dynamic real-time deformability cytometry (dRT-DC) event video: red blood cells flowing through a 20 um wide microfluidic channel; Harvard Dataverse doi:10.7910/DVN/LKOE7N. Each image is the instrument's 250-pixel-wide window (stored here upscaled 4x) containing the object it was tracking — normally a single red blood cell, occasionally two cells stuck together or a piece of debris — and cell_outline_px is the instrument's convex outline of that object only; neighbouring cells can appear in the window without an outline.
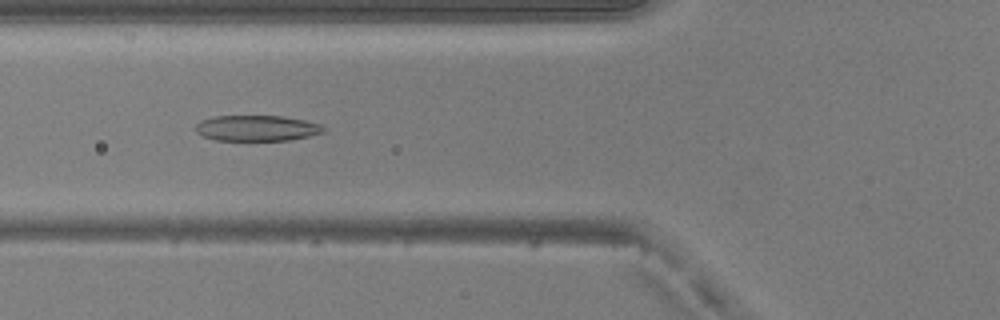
{"species": "common noctule bat (a hibernating species)", "species_latin": "Nyctalus noctula", "temperature_condition": "warm", "stored_images_in_passage": 49, "camera_frame_rate_fps": 3000, "um_per_image_px": 0.085, "animal": {"sex": "male", "body_mass_g": 20.5, "forearm_length_mm": 52.5}, "frame": {"image": 1, "passage_image": 19, "time_ms": 6.0, "image_size_px": [1000, 320], "cell_outline_px": [[324, 132], [292, 140], [216, 140], [204, 136], [196, 132], [196, 124], [200, 120], [216, 116], [280, 116], [304, 120], [320, 124], [324, 128]], "centroid_in_image_um": [21.82, 10.89], "position_along_channel_um": 104.0, "area_um2": 19.02}}
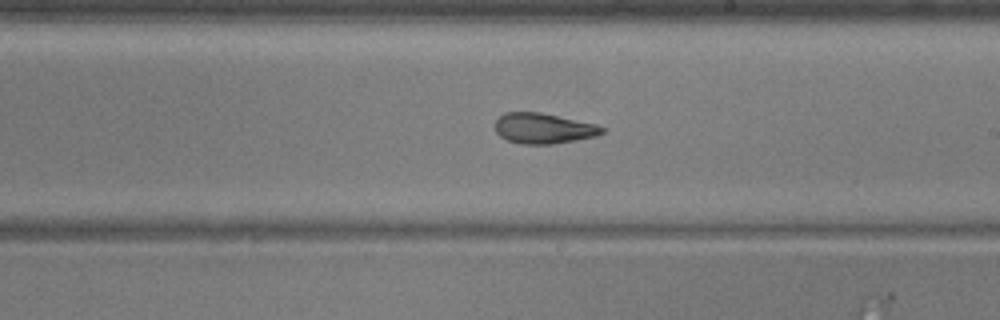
{"frame": {"image": 2, "passage_image": 29, "time_ms": 9.333, "image_size_px": [1000, 320], "cell_outline_px": [[608, 128], [604, 132], [596, 136], [576, 140], [552, 144], [520, 144], [508, 140], [500, 136], [496, 132], [496, 120], [504, 112], [540, 112], [596, 124]], "centroid_in_image_um": [46.22, 10.91], "position_along_channel_um": 242.8, "area_um2": 19.02}}
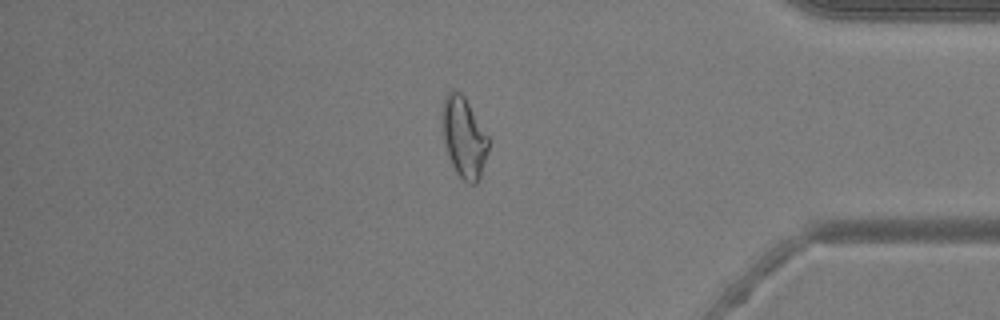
{"frame": {"image": 3, "passage_image": 42, "time_ms": 13.667, "image_size_px": [1000, 320], "cell_outline_px": [[492, 140], [480, 176], [476, 184], [468, 184], [456, 172], [448, 156], [444, 140], [440, 120], [440, 112], [444, 100], [448, 92], [452, 88], [460, 92], [464, 96]], "centroid_in_image_um": [39.44, 11.64], "position_along_channel_um": 395.8, "area_um2": 22.25}, "authors_computed_cell_mechanics": {"area_um2": 21.0392, "velocity_mm_per_s": 4.1478, "shape_relaxation_time_tau1_ms": 5.1076, "shape_relaxation_time_tau2_ms": 2.3999, "deformation_change_tau1": 0.1997, "deformation_change_tau2": 0.1059}}